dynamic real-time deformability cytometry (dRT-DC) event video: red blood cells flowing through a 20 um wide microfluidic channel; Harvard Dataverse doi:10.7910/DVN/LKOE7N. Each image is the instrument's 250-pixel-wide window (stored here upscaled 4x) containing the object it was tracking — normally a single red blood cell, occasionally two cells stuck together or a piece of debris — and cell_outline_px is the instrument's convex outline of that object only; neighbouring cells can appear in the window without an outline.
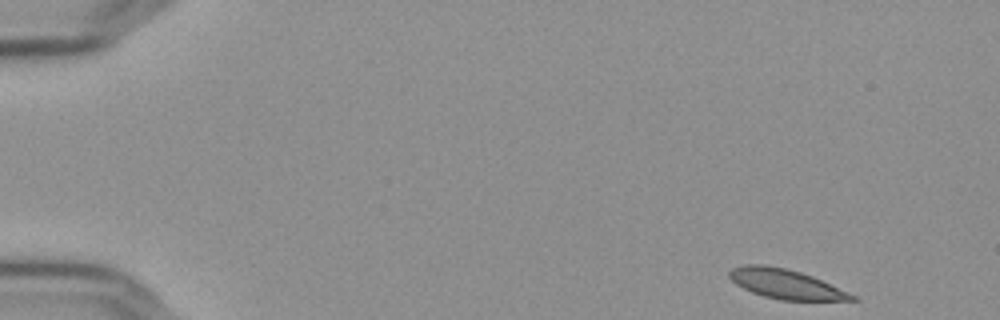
{"species": "Egyptian fruit bat (a non-hibernating species)", "species_latin": "Rousettus aegyptiacus", "temperature_condition": "cold", "stored_images_in_passage": 52, "camera_frame_rate_fps": 3000, "um_per_image_px": 0.085, "frame": {"image": 1, "passage_image": 1, "time_ms": 0.0, "image_size_px": [1000, 320], "cell_outline_px": [[860, 300], [780, 300], [764, 296], [752, 292], [736, 284], [728, 276], [728, 272], [732, 268], [748, 264], [764, 264], [784, 268], [800, 272], [812, 276], [856, 296]], "centroid_in_image_um": [66.76, 24.13], "position_along_channel_um": 18.2, "area_um2": 20.81}}
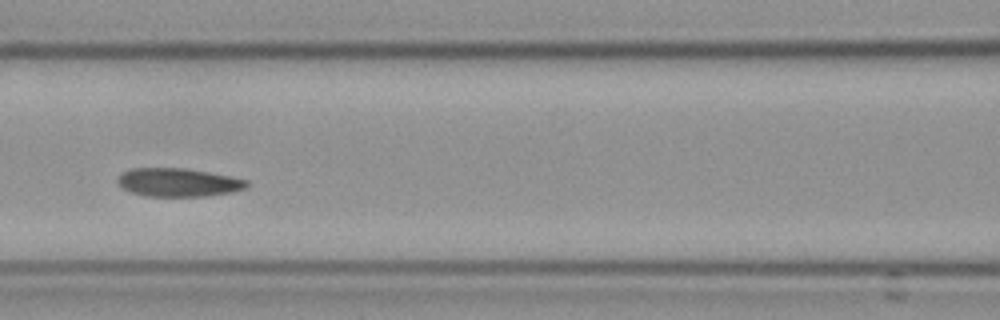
{"frame": {"image": 2, "passage_image": 22, "time_ms": 7.0, "image_size_px": [1000, 320], "cell_outline_px": [[248, 188], [232, 192], [208, 196], [144, 196], [128, 192], [120, 188], [116, 180], [116, 176], [120, 172], [132, 168], [184, 168], [232, 176], [248, 180]], "centroid_in_image_um": [15.1, 15.5], "position_along_channel_um": 151.5, "area_um2": 21.85}}
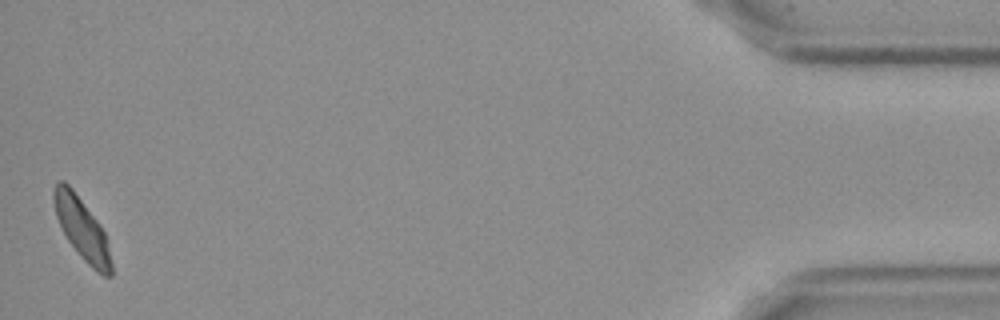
{"frame": {"image": 3, "passage_image": 52, "time_ms": 17.0, "image_size_px": [1000, 320], "cell_outline_px": [[112, 276], [104, 276], [96, 272], [84, 260], [68, 240], [56, 216], [52, 200], [52, 188], [56, 180], [64, 180], [72, 188], [100, 224], [104, 232], [112, 264]], "centroid_in_image_um": [6.93, 19.4], "position_along_channel_um": 428.3, "area_um2": 20.58}, "authors_computed_cell_mechanics": {"area_um2": 21.7328, "velocity_mm_per_s": 3.6075, "shape_relaxation_time_tau1_ms": null, "shape_relaxation_time_tau2_ms": 3.9594, "deformation_change_tau1": null, "deformation_change_tau2": 0.0726}}